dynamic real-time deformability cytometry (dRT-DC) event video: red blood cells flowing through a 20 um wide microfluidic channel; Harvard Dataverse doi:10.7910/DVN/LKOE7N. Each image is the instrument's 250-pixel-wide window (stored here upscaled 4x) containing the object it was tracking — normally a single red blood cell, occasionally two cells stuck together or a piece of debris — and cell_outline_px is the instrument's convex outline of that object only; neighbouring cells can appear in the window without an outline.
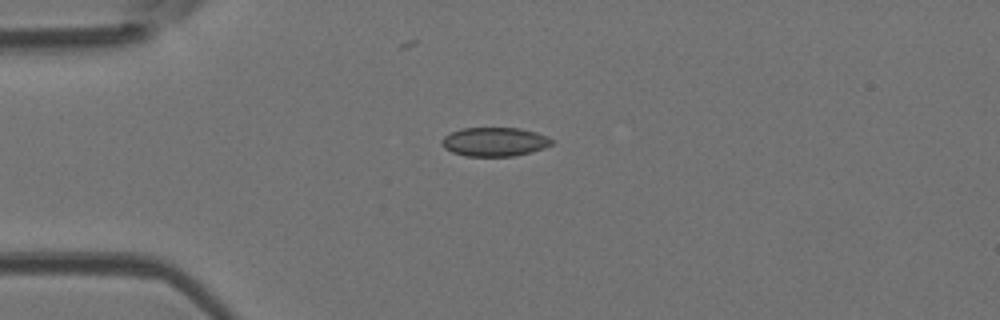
{"species": "Egyptian fruit bat (a non-hibernating species)", "species_latin": "Rousettus aegyptiacus", "temperature_condition": "room temperature", "stored_images_in_passage": 47, "camera_frame_rate_fps": 3000, "um_per_image_px": 0.085, "animal": {"sex": "female"}, "frame": {"image": 1, "passage_image": 11, "time_ms": 3.333, "image_size_px": [1000, 320], "cell_outline_px": [[556, 140], [552, 144], [544, 148], [512, 156], [464, 156], [452, 152], [444, 148], [440, 144], [440, 140], [444, 136], [460, 128], [520, 128], [536, 132], [548, 136]], "centroid_in_image_um": [42.03, 12.05], "position_along_channel_um": 43.0, "area_um2": 18.67}}
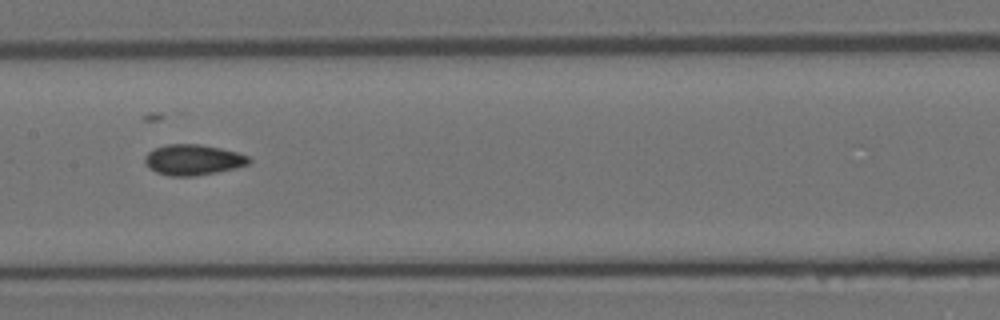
{"frame": {"image": 2, "passage_image": 23, "time_ms": 7.333, "image_size_px": [1000, 320], "cell_outline_px": [[252, 160], [248, 164], [216, 172], [192, 176], [172, 176], [156, 172], [144, 160], [144, 156], [148, 152], [156, 148], [168, 144], [200, 144], [220, 148], [236, 152], [248, 156]], "centroid_in_image_um": [16.41, 13.57], "position_along_channel_um": 191.0, "area_um2": 18.21}}
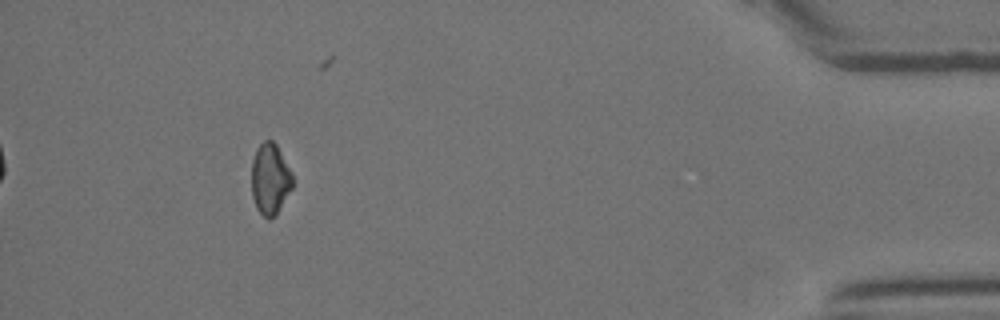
{"frame": {"image": 3, "passage_image": 43, "time_ms": 14.0, "image_size_px": [1000, 320], "cell_outline_px": [[292, 188], [276, 212], [268, 220], [256, 208], [252, 196], [252, 160], [256, 148], [264, 140], [272, 140], [276, 144], [292, 172]], "centroid_in_image_um": [22.94, 15.17], "position_along_channel_um": 412.3, "area_um2": 16.76}, "authors_computed_cell_mechanics": {"area_um2": 18.0914, "velocity_mm_per_s": 4.2452, "shape_relaxation_time_tau1_ms": null, "shape_relaxation_time_tau2_ms": 3.6432, "deformation_change_tau1": null, "deformation_change_tau2": 0.0693}}